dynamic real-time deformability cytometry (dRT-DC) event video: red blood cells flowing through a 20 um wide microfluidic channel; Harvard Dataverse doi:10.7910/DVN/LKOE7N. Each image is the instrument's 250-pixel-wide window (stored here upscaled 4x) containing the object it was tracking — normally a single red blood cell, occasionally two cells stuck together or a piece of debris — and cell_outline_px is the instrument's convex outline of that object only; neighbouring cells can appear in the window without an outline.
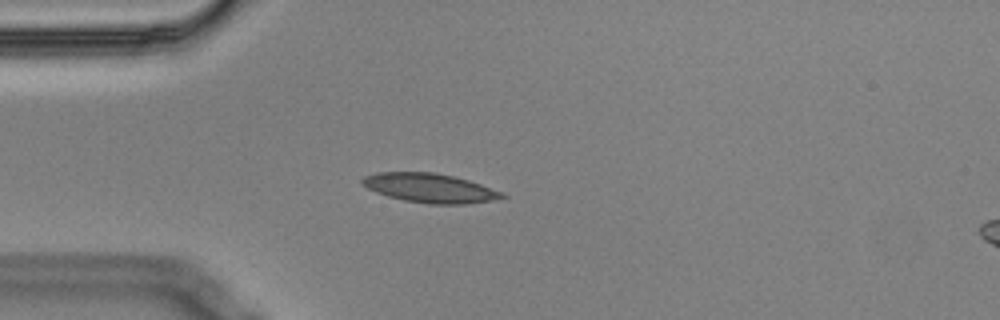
{"species": "Egyptian fruit bat (a non-hibernating species)", "species_latin": "Rousettus aegyptiacus", "temperature_condition": "cold", "stored_images_in_passage": 1, "camera_frame_rate_fps": 3000, "um_per_image_px": 0.085, "animal": {"sex": "male"}, "frame": {"image": 1, "passage_image": 1, "time_ms": 0.0, "image_size_px": [1000, 320], "cell_outline_px": [[508, 196], [488, 200], [464, 204], [428, 204], [404, 200], [388, 196], [376, 192], [360, 184], [360, 180], [364, 176], [376, 172], [432, 172], [452, 176], [468, 180], [504, 192]], "centroid_in_image_um": [36.49, 15.97], "position_along_channel_um": 48.5, "area_um2": 23.64}}